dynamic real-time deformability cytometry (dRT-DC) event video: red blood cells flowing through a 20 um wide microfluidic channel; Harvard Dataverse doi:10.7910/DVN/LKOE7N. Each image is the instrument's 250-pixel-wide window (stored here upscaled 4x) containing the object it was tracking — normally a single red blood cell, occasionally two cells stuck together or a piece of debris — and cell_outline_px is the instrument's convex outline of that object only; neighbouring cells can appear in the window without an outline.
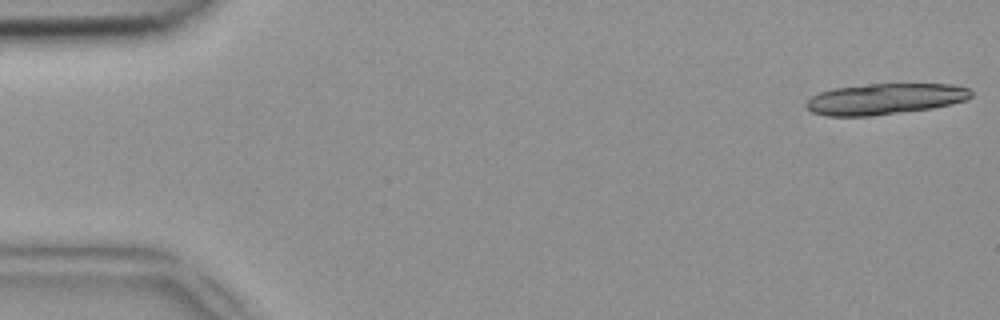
{"species": "common noctule bat (a hibernating species)", "species_latin": "Nyctalus noctula", "temperature_condition": "room temperature", "stored_images_in_passage": 17, "camera_frame_rate_fps": 3000, "um_per_image_px": 0.085, "animal": {"sex": "female", "body_mass_g": 18.4}, "frame": {"image": 1, "passage_image": 1, "time_ms": 0.0, "image_size_px": [1000, 320], "cell_outline_px": [[972, 96], [968, 100], [952, 104], [932, 108], [872, 116], [824, 116], [812, 112], [804, 104], [812, 96], [820, 92], [832, 88], [868, 84], [952, 84], [968, 88], [972, 92]], "centroid_in_image_um": [75.22, 8.41], "position_along_channel_um": 9.8, "area_um2": 29.94}}